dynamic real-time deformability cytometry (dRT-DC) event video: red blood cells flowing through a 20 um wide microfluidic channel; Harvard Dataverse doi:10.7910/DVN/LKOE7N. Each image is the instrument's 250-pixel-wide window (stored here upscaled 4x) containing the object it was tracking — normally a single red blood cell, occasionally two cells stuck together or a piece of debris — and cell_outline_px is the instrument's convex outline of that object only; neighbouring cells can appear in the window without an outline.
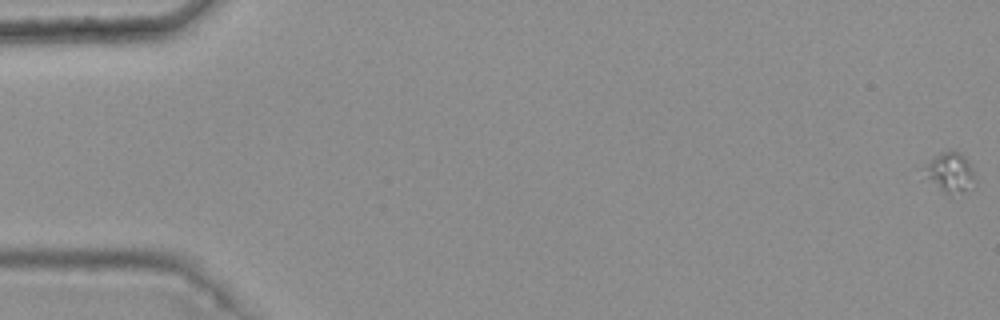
{"species": "common noctule bat (a hibernating species)", "species_latin": "Nyctalus noctula", "temperature_condition": "warm", "stored_images_in_passage": 5, "camera_frame_rate_fps": 3000, "um_per_image_px": 0.085, "animal": {"sex": "female", "body_mass_g": 25.1}, "frame": {"image": 1, "passage_image": 1, "time_ms": 0.0, "image_size_px": [1000, 320], "cell_outline_px": [[972, 176], [964, 188], [948, 196], [928, 176], [928, 164], [936, 156], [944, 152], [960, 152], [964, 156], [972, 168]], "centroid_in_image_um": [80.76, 14.61], "position_along_channel_um": 4.2, "area_um2": 10.06}}